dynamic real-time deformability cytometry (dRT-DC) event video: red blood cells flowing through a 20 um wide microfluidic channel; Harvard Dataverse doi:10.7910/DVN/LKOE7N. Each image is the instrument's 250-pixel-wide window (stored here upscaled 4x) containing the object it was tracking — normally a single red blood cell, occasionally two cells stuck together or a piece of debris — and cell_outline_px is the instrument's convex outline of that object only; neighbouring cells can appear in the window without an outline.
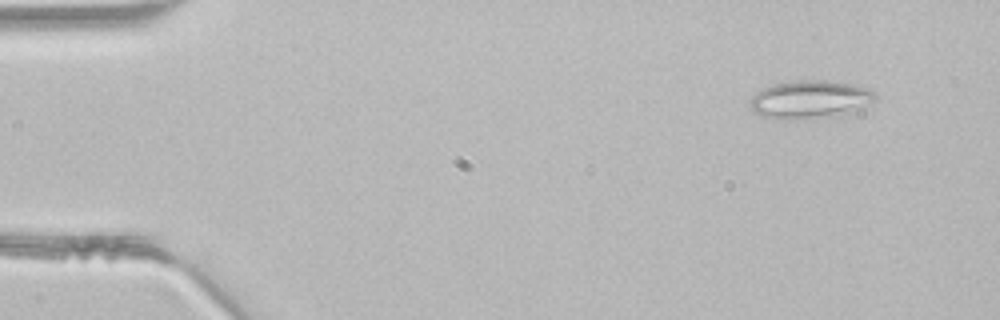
{"species": "common noctule bat (a hibernating species)", "species_latin": "Nyctalus noctula", "temperature_condition": "room temperature", "stored_images_in_passage": 43, "camera_frame_rate_fps": 3000, "um_per_image_px": 0.085, "animal": {"sex": "male", "body_mass_g": 21.5, "forearm_length_mm": 52.0}, "frame": {"image": 1, "passage_image": 1, "time_ms": 0.0, "image_size_px": [1000, 320], "cell_outline_px": [[876, 100], [840, 116], [780, 120], [764, 116], [752, 112], [748, 104], [752, 96], [756, 92], [764, 88], [776, 84], [796, 80], [824, 80], [848, 84], [868, 88], [876, 92]], "centroid_in_image_um": [68.81, 8.46], "position_along_channel_um": 16.2, "area_um2": 27.74}}
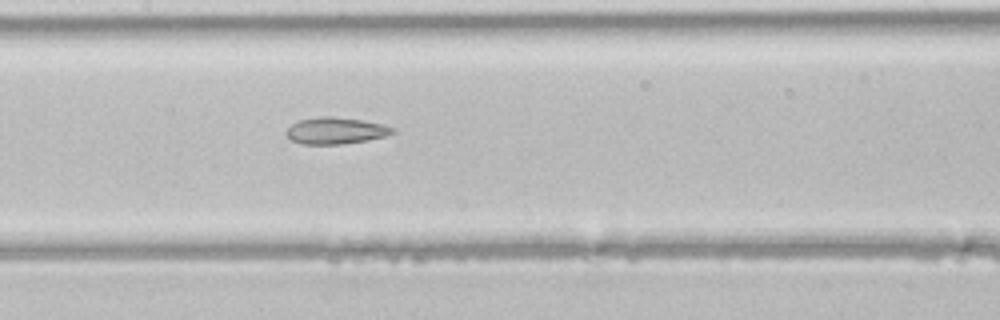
{"frame": {"image": 2, "passage_image": 19, "time_ms": 6.0, "image_size_px": [1000, 320], "cell_outline_px": [[396, 132], [384, 136], [368, 140], [340, 144], [300, 144], [292, 140], [284, 132], [296, 120], [320, 116], [332, 116], [364, 120], [384, 124], [396, 128]], "centroid_in_image_um": [28.54, 11.09], "position_along_channel_um": 178.9, "area_um2": 16.7}}
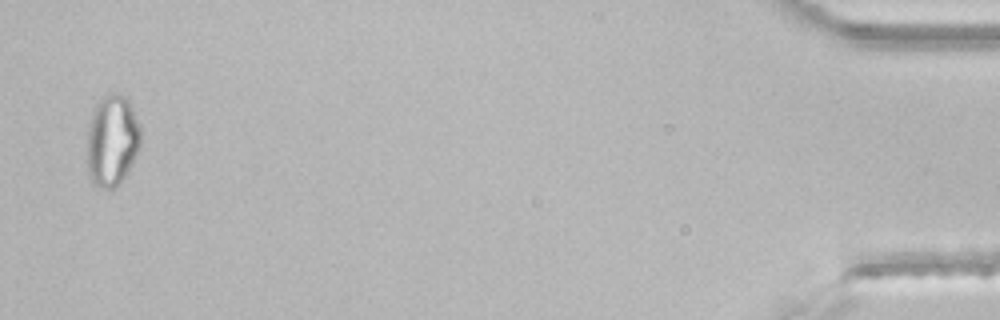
{"frame": {"image": 3, "passage_image": 42, "time_ms": 13.667, "image_size_px": [1000, 320], "cell_outline_px": [[140, 148], [128, 172], [120, 184], [112, 188], [96, 188], [88, 172], [88, 128], [92, 112], [96, 104], [108, 92], [116, 92], [124, 96], [128, 100], [132, 108], [140, 132]], "centroid_in_image_um": [9.52, 11.96], "position_along_channel_um": 425.7, "area_um2": 28.44}}